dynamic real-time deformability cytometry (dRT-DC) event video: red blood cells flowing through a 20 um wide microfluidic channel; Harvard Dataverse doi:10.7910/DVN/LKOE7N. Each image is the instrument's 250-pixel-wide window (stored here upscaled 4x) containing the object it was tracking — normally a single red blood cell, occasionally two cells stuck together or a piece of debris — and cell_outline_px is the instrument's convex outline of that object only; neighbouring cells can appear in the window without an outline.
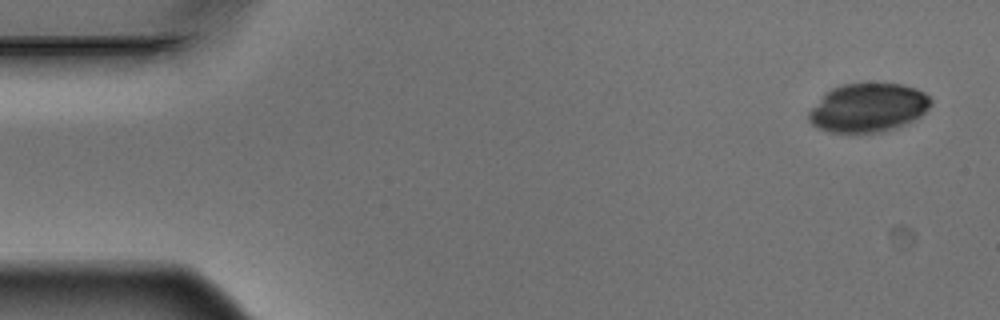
{"species": "Egyptian fruit bat (a non-hibernating species)", "species_latin": "Rousettus aegyptiacus", "temperature_condition": "warm", "stored_images_in_passage": 7, "camera_frame_rate_fps": 3000, "um_per_image_px": 0.085, "animal": {"sex": "male"}, "frame": {"image": 1, "passage_image": 1, "time_ms": 0.0, "image_size_px": [1000, 320], "cell_outline_px": [[932, 104], [920, 116], [904, 124], [880, 132], [848, 136], [828, 132], [812, 124], [808, 120], [808, 112], [824, 92], [840, 84], [904, 84], [916, 88], [924, 92], [932, 100]], "centroid_in_image_um": [73.74, 9.19], "position_along_channel_um": 11.3, "area_um2": 35.26}}